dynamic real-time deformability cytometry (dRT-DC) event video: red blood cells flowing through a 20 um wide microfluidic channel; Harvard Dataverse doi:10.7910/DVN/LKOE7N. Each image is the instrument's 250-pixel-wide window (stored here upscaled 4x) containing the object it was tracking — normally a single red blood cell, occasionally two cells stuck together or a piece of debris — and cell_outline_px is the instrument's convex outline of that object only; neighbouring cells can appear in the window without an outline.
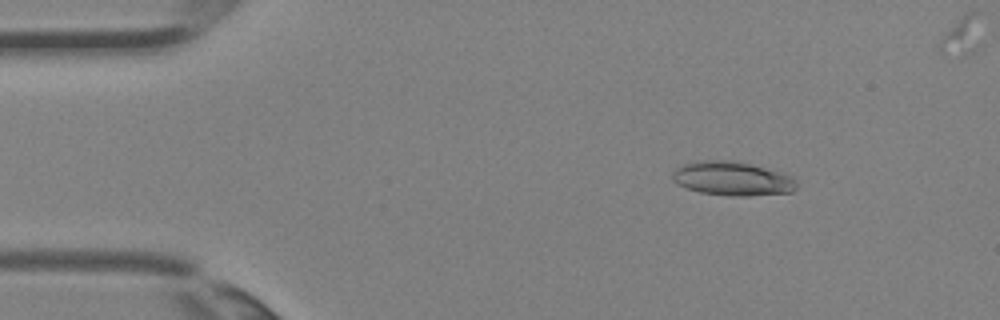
{"species": "Egyptian fruit bat (a non-hibernating species)", "species_latin": "Rousettus aegyptiacus", "temperature_condition": "room temperature", "stored_images_in_passage": 4, "camera_frame_rate_fps": 3000, "um_per_image_px": 0.085, "animal": {"sex": "female"}, "frame": {"image": 1, "passage_image": 2, "time_ms": 0.333, "image_size_px": [1000, 320], "cell_outline_px": [[796, 188], [792, 192], [748, 196], [728, 196], [700, 192], [676, 184], [672, 180], [672, 172], [676, 168], [684, 164], [704, 160], [732, 160], [752, 164], [784, 172], [792, 176], [796, 180]], "centroid_in_image_um": [62.27, 15.18], "position_along_channel_um": 22.7, "area_um2": 24.85}}